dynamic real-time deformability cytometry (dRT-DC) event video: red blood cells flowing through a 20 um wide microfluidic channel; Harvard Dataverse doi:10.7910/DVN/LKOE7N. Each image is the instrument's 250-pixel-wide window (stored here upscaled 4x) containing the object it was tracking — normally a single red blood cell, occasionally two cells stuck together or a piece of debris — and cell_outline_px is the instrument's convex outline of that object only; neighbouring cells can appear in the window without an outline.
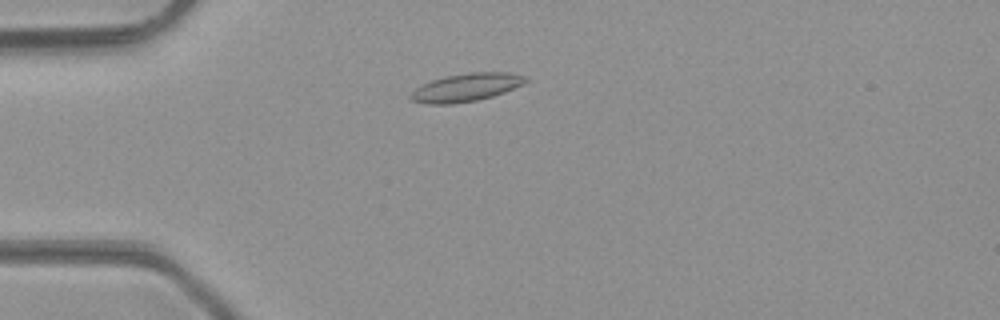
{"species": "common noctule bat (a hibernating species)", "species_latin": "Nyctalus noctula", "temperature_condition": "room temperature", "stored_images_in_passage": 12, "camera_frame_rate_fps": 3000, "um_per_image_px": 0.085, "animal": {"sex": "male", "body_mass_g": 23.1, "forearm_length_mm": 52.7}, "frame": {"image": 1, "passage_image": 9, "time_ms": 2.667, "image_size_px": [1000, 320], "cell_outline_px": [[528, 80], [524, 84], [504, 92], [492, 96], [476, 100], [452, 104], [428, 104], [412, 100], [408, 96], [416, 88], [432, 80], [444, 76], [472, 72], [508, 72], [524, 76]], "centroid_in_image_um": [39.62, 7.43], "position_along_channel_um": 45.4, "area_um2": 18.61}}